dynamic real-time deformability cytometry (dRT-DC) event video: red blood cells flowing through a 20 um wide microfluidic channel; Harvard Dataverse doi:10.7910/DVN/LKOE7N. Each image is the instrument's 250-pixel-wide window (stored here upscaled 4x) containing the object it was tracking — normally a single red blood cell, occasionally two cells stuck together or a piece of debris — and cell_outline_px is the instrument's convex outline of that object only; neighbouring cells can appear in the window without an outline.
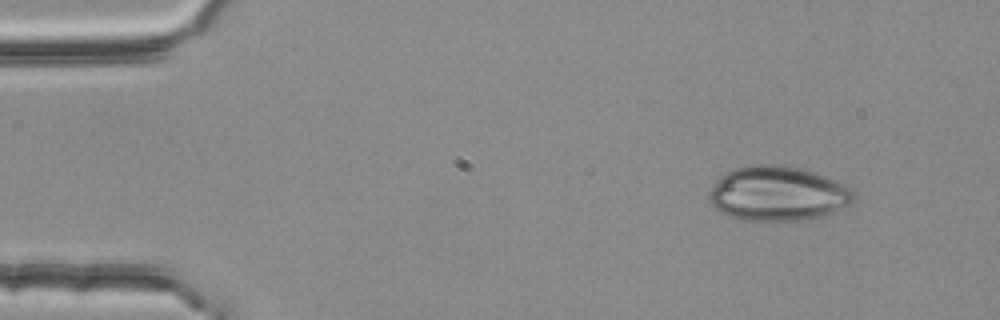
{"species": "common noctule bat (a hibernating species)", "species_latin": "Nyctalus noctula", "temperature_condition": "room temperature", "stored_images_in_passage": 2, "camera_frame_rate_fps": 3000, "um_per_image_px": 0.085, "animal": {"sex": "female", "body_mass_g": 25.1}, "frame": {"image": 1, "passage_image": 1, "time_ms": 0.0, "image_size_px": [1000, 320], "cell_outline_px": [[856, 200], [852, 204], [832, 212], [808, 220], [744, 220], [728, 216], [720, 212], [708, 200], [708, 192], [720, 176], [736, 168], [748, 164], [776, 164], [804, 168], [836, 180], [852, 188], [856, 192]], "centroid_in_image_um": [66.14, 16.44], "position_along_channel_um": 18.9, "area_um2": 46.53}}